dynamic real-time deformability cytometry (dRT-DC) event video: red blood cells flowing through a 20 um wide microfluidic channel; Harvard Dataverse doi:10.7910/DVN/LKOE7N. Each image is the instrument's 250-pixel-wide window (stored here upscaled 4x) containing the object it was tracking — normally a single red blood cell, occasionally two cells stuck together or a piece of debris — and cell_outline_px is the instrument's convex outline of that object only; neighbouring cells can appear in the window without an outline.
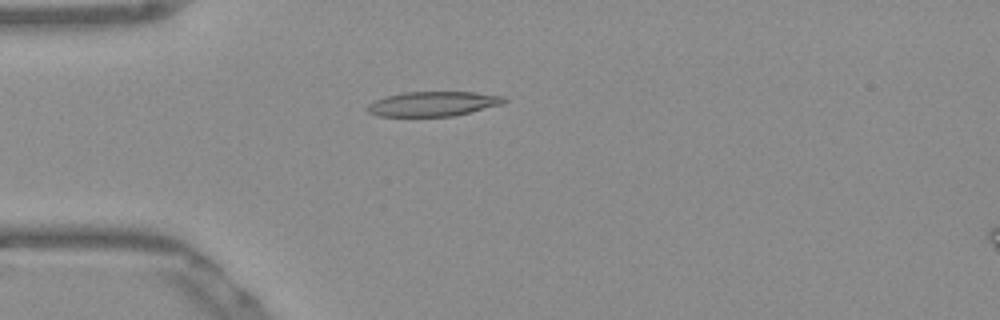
{"species": "Egyptian fruit bat (a non-hibernating species)", "species_latin": "Rousettus aegyptiacus", "temperature_condition": "warm", "stored_images_in_passage": 39, "camera_frame_rate_fps": 3000, "um_per_image_px": 0.085, "frame": {"image": 1, "passage_image": 1, "time_ms": 0.0, "image_size_px": [1000, 320], "cell_outline_px": [[508, 100], [504, 104], [452, 116], [376, 116], [368, 112], [364, 108], [368, 104], [376, 100], [388, 96], [404, 92], [476, 92], [504, 96]], "centroid_in_image_um": [36.82, 8.82], "position_along_channel_um": 48.2, "area_um2": 19.71}}
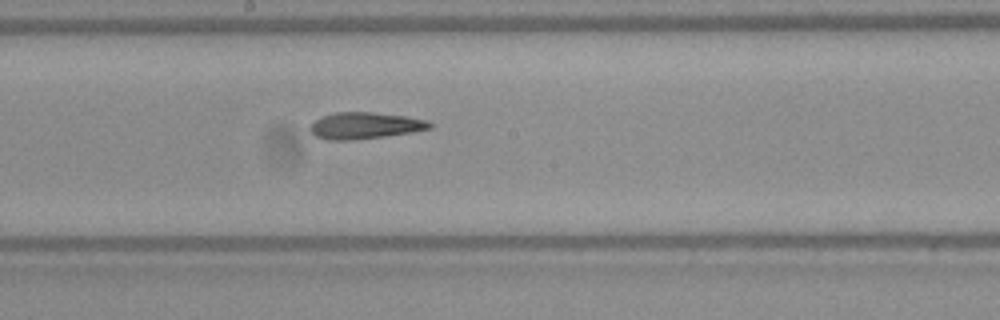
{"frame": {"image": 2, "passage_image": 15, "time_ms": 4.667, "image_size_px": [1000, 320], "cell_outline_px": [[432, 128], [412, 132], [356, 140], [328, 140], [316, 136], [312, 132], [312, 124], [320, 116], [336, 112], [372, 112], [404, 116], [428, 120], [432, 124]], "centroid_in_image_um": [31.04, 10.67], "position_along_channel_um": 217.2, "area_um2": 18.38}}
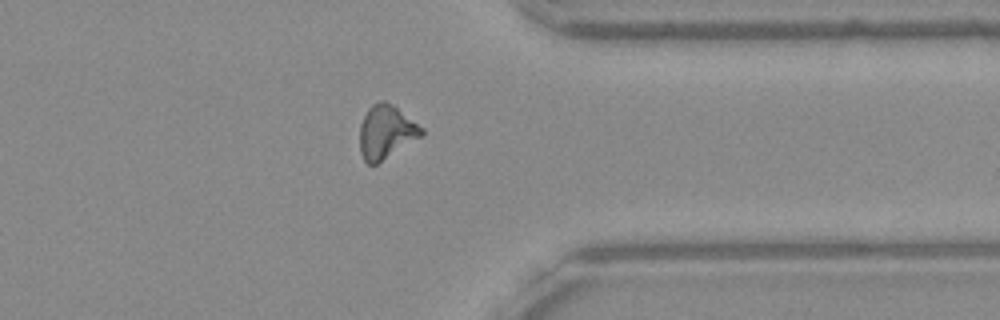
{"frame": {"image": 3, "passage_image": 28, "time_ms": 9.0, "image_size_px": [1000, 320], "cell_outline_px": [[424, 132], [420, 136], [376, 164], [368, 164], [364, 160], [360, 152], [360, 124], [368, 108], [372, 104], [380, 100], [384, 100], [392, 104], [424, 128]], "centroid_in_image_um": [32.79, 11.19], "position_along_channel_um": 378.6, "area_um2": 18.96}, "authors_computed_cell_mechanics": {"area_um2": 18.3804, "velocity_mm_per_s": 3.8909, "shape_relaxation_time_tau1_ms": null, "shape_relaxation_time_tau2_ms": 11.1438, "deformation_change_tau1": null, "deformation_change_tau2": 0.2248}}